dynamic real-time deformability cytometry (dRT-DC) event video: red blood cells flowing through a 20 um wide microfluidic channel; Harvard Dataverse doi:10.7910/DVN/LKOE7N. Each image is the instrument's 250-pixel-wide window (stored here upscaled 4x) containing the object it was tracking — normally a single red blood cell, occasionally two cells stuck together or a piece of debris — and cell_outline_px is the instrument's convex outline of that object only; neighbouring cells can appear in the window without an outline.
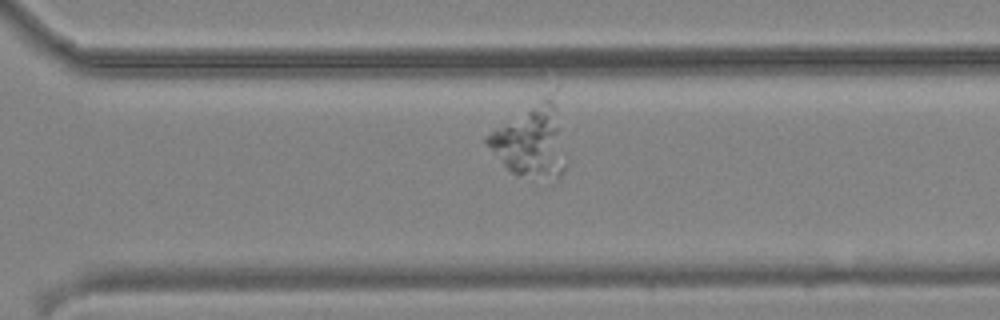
{"species": "common noctule bat (a hibernating species)", "species_latin": "Nyctalus noctula", "temperature_condition": "cold", "stored_images_in_passage": 38, "camera_frame_rate_fps": 3000, "um_per_image_px": 0.085, "animal": {"sex": "male", "body_mass_g": 19.2, "forearm_length_mm": 51.8}, "frame": {"image": 1, "passage_image": 23, "time_ms": 7.333, "image_size_px": [1000, 320], "cell_outline_px": [[568, 164], [564, 172], [560, 176], [556, 176], [512, 172], [484, 144], [484, 136], [556, 88], [568, 156]], "centroid_in_image_um": [45.26, 11.86], "position_along_channel_um": 325.3, "area_um2": 33.41}}